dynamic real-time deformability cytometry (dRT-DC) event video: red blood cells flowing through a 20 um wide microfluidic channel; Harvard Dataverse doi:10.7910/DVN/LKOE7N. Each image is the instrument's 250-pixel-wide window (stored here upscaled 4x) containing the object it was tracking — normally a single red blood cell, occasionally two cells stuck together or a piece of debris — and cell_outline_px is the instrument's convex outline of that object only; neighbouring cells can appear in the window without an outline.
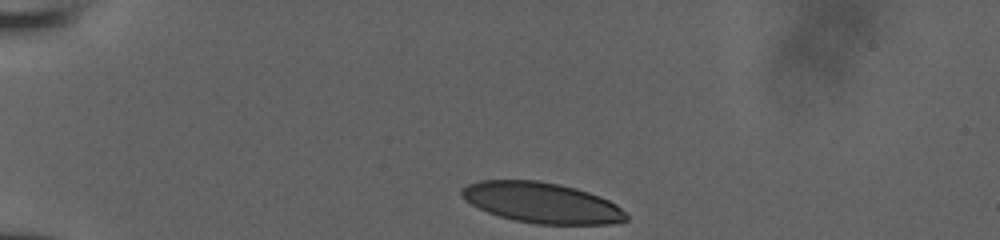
{"species": "human", "species_latin": "Homo sapiens", "temperature_condition": "room temperature", "stored_images_in_passage": 32, "camera_frame_rate_fps": 3000, "um_per_image_px": 0.085, "donor": {"sex": "male"}, "frame": {"image": 1, "passage_image": 1, "time_ms": 0.0, "image_size_px": [1000, 240], "cell_outline_px": [[628, 220], [612, 224], [536, 224], [512, 220], [488, 212], [464, 200], [460, 196], [460, 188], [468, 184], [480, 180], [536, 180], [560, 184], [576, 188], [600, 196], [616, 204], [628, 216]], "centroid_in_image_um": [46.03, 17.23], "position_along_channel_um": 39.0, "area_um2": 39.02}}
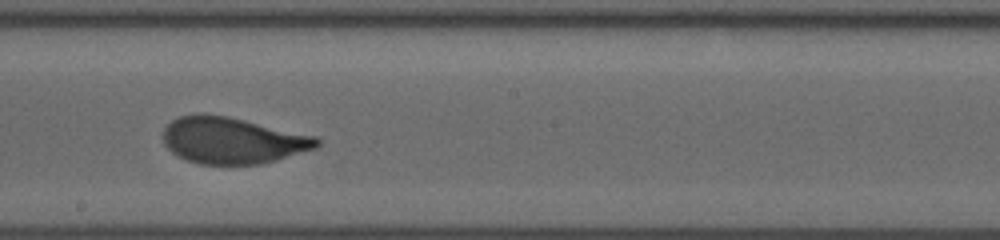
{"frame": {"image": 2, "passage_image": 19, "time_ms": 6.0, "image_size_px": [1000, 240], "cell_outline_px": [[320, 144], [316, 148], [276, 160], [260, 164], [200, 164], [188, 160], [172, 152], [164, 144], [164, 128], [172, 120], [180, 116], [228, 116], [316, 136], [320, 140]], "centroid_in_image_um": [19.8, 11.96], "position_along_channel_um": 228.4, "area_um2": 40.86}}
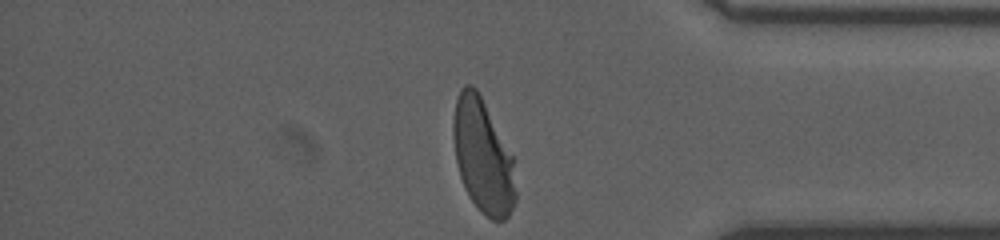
{"frame": {"image": 3, "passage_image": 32, "time_ms": 10.333, "image_size_px": [1000, 240], "cell_outline_px": [[516, 200], [508, 216], [504, 220], [492, 220], [468, 196], [464, 188], [460, 176], [456, 160], [452, 136], [452, 124], [456, 100], [460, 88], [464, 84], [472, 84], [476, 88], [512, 156], [516, 192]], "centroid_in_image_um": [41.01, 13.26], "position_along_channel_um": 394.2, "area_um2": 40.86}}